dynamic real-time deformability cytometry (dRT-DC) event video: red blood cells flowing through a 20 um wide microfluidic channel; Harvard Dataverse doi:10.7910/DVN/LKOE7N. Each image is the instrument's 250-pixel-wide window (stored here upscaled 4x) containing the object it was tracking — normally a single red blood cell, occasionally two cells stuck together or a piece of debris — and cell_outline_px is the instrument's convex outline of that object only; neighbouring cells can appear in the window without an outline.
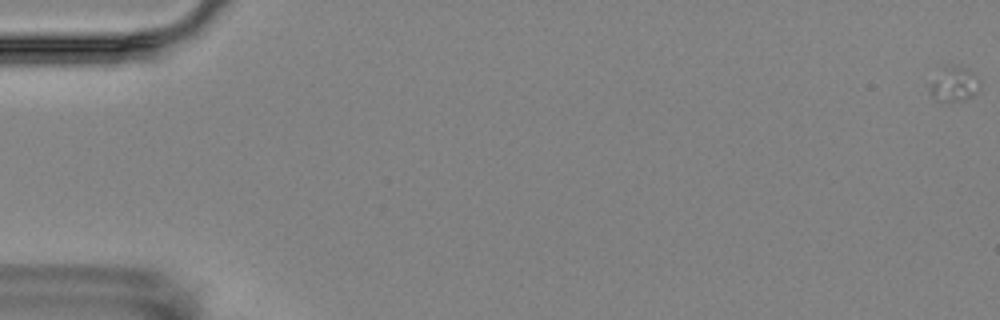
{"species": "Egyptian fruit bat (a non-hibernating species)", "species_latin": "Rousettus aegyptiacus", "temperature_condition": "room temperature", "stored_images_in_passage": 6, "camera_frame_rate_fps": 3000, "um_per_image_px": 0.085, "animal": {"sex": "female"}, "frame": {"image": 1, "passage_image": 1, "time_ms": 0.0, "image_size_px": [1000, 320], "cell_outline_px": [[980, 88], [972, 96], [964, 100], [940, 100], [932, 96], [932, 84], [940, 64], [960, 64], [976, 76], [980, 80]], "centroid_in_image_um": [81.13, 7.06], "position_along_channel_um": 3.9, "area_um2": 10.12}}